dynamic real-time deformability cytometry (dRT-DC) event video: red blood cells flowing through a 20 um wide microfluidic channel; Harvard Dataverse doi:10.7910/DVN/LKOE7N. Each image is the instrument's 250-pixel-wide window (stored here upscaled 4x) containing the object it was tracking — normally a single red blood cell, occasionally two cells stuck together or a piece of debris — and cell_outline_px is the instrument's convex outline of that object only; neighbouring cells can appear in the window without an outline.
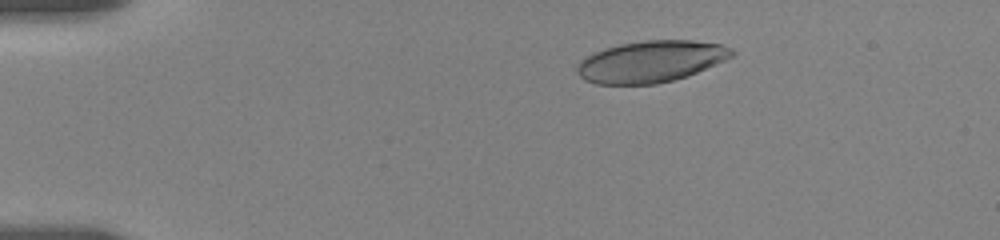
{"species": "human", "species_latin": "Homo sapiens", "temperature_condition": "room temperature", "stored_images_in_passage": 8, "camera_frame_rate_fps": 3000, "um_per_image_px": 0.085, "donor": {"sex": "female"}, "frame": {"image": 1, "passage_image": 1, "time_ms": 0.0, "image_size_px": [1000, 240], "cell_outline_px": [[736, 52], [732, 56], [724, 60], [688, 76], [656, 84], [596, 84], [584, 80], [576, 72], [576, 68], [580, 60], [604, 48], [620, 44], [644, 40], [692, 40], [720, 44], [732, 48]], "centroid_in_image_um": [55.31, 5.23], "position_along_channel_um": 29.7, "area_um2": 37.4}}
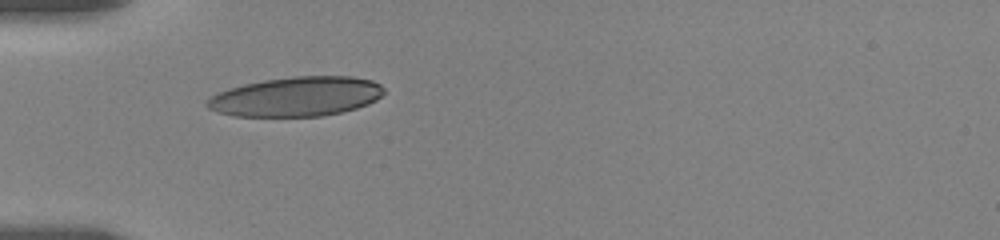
{"frame": {"image": 2, "passage_image": 5, "time_ms": 2.667, "image_size_px": [1000, 240], "cell_outline_px": [[384, 92], [376, 100], [368, 104], [356, 108], [324, 116], [236, 116], [216, 112], [208, 108], [204, 104], [212, 96], [228, 88], [244, 84], [264, 80], [296, 76], [352, 76], [372, 80], [380, 84], [384, 88]], "centroid_in_image_um": [25.2, 8.21], "position_along_channel_um": 59.8, "area_um2": 40.69}}
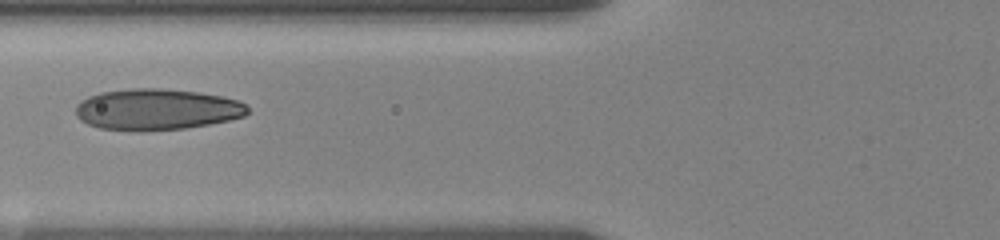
{"frame": {"image": 3, "passage_image": 7, "time_ms": 4.333, "image_size_px": [1000, 240], "cell_outline_px": [[248, 112], [244, 116], [228, 120], [208, 124], [184, 128], [140, 132], [136, 132], [100, 128], [88, 124], [80, 120], [76, 116], [76, 104], [80, 100], [88, 96], [100, 92], [132, 88], [160, 88], [196, 92], [220, 96], [236, 100], [244, 104], [248, 108]], "centroid_in_image_um": [13.25, 9.31], "position_along_channel_um": 112.5, "area_um2": 41.38}}